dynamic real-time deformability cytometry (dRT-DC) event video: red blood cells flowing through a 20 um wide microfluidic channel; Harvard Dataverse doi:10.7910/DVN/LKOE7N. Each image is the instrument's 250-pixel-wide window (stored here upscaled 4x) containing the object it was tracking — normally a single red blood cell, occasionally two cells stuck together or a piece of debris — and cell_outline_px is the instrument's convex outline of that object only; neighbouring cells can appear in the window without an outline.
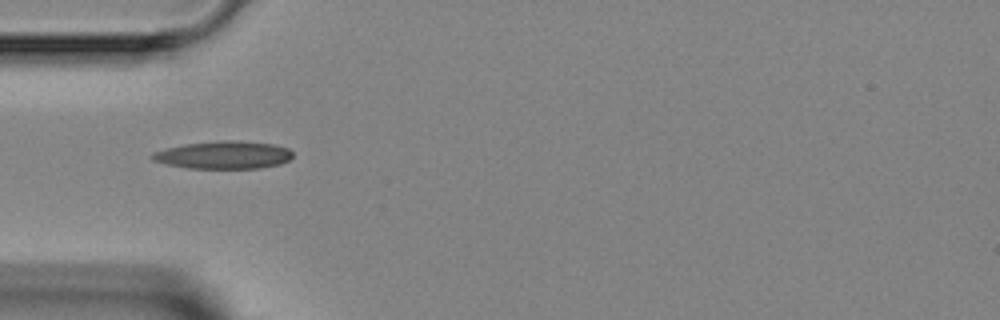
{"species": "Egyptian fruit bat (a non-hibernating species)", "species_latin": "Rousettus aegyptiacus", "temperature_condition": "room temperature", "stored_images_in_passage": 1, "camera_frame_rate_fps": 3000, "um_per_image_px": 0.085, "animal": {"sex": "female"}, "frame": {"image": 1, "passage_image": 1, "time_ms": 0.0, "image_size_px": [1000, 320], "cell_outline_px": [[292, 156], [288, 160], [280, 164], [260, 168], [188, 168], [168, 164], [152, 160], [148, 156], [152, 152], [184, 144], [224, 140], [240, 140], [276, 144], [288, 148], [292, 152]], "centroid_in_image_um": [19.01, 13.16], "position_along_channel_um": 66.0, "area_um2": 22.77}}